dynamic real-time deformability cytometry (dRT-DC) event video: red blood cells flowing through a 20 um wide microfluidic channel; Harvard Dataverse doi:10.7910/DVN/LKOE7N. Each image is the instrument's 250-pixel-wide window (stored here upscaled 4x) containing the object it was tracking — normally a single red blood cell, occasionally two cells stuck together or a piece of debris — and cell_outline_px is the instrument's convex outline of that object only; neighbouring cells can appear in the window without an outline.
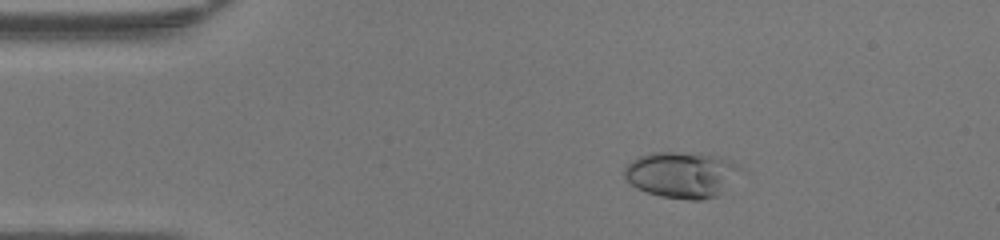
{"species": "human", "species_latin": "Homo sapiens", "temperature_condition": "warm", "stored_images_in_passage": 47, "camera_frame_rate_fps": 3000, "um_per_image_px": 0.085, "donor": {"sex": "female"}, "frame": {"image": 1, "passage_image": 7, "time_ms": 2.0, "image_size_px": [1000, 240], "cell_outline_px": [[740, 168], [716, 196], [700, 200], [688, 200], [660, 196], [636, 188], [624, 180], [624, 168], [632, 160], [640, 156], [652, 152], [700, 152], [720, 156], [732, 160]], "centroid_in_image_um": [57.86, 14.82], "position_along_channel_um": 27.1, "area_um2": 30.98}}
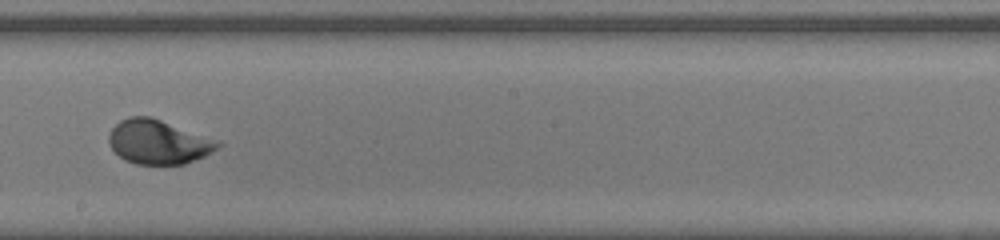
{"frame": {"image": 2, "passage_image": 26, "time_ms": 8.333, "image_size_px": [1000, 240], "cell_outline_px": [[224, 144], [212, 152], [204, 156], [184, 164], [136, 164], [124, 160], [108, 144], [108, 136], [112, 128], [120, 120], [128, 116], [148, 116], [160, 120]], "centroid_in_image_um": [13.39, 12.08], "position_along_channel_um": 234.8, "area_um2": 27.51}}
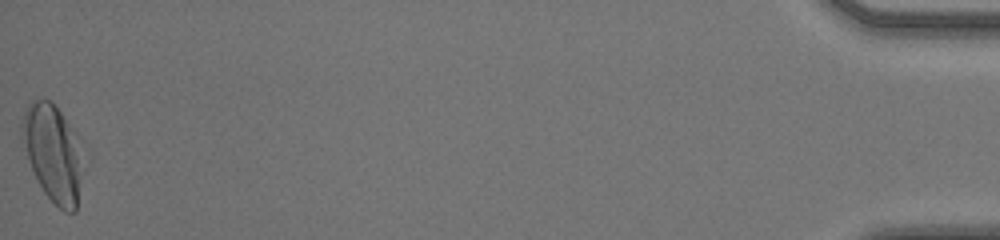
{"frame": {"image": 3, "passage_image": 47, "time_ms": 15.333, "image_size_px": [1000, 240], "cell_outline_px": [[92, 156], [76, 212], [64, 212], [44, 192], [32, 168], [20, 136], [20, 124], [24, 108], [32, 100], [48, 100], [60, 112], [88, 144]], "centroid_in_image_um": [4.7, 13.04], "position_along_channel_um": 430.5, "area_um2": 37.28}, "authors_computed_cell_mechanics": {"area_um2": 27.8018, "velocity_mm_per_s": 4.3054, "shape_relaxation_time_tau1_ms": 2.5246, "shape_relaxation_time_tau2_ms": null, "deformation_change_tau1": 0.1703, "deformation_change_tau2": null}}